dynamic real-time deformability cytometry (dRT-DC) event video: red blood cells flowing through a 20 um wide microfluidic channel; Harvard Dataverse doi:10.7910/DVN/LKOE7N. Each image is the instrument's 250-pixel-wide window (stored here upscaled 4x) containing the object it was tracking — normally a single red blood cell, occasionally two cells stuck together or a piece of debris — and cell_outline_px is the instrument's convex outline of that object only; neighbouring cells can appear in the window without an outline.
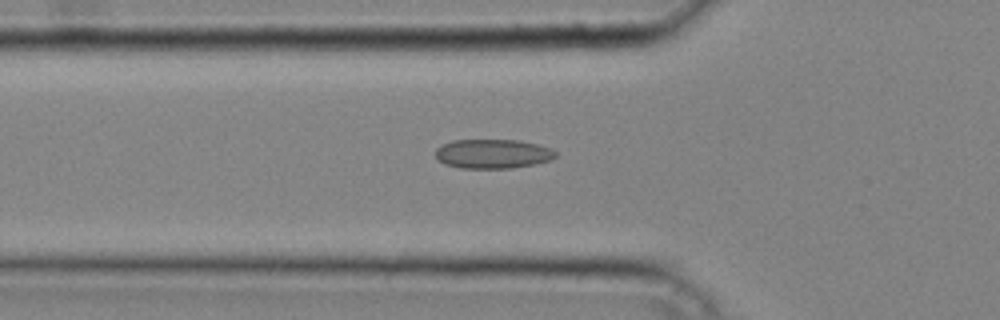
{"species": "common noctule bat (a hibernating species)", "species_latin": "Nyctalus noctula", "temperature_condition": "cold", "stored_images_in_passage": 39, "camera_frame_rate_fps": 3000, "um_per_image_px": 0.085, "animal": {"sex": "male", "body_mass_g": 20.4}, "frame": {"image": 1, "passage_image": 14, "time_ms": 4.333, "image_size_px": [1000, 320], "cell_outline_px": [[556, 156], [552, 160], [536, 164], [512, 168], [460, 168], [444, 164], [436, 156], [436, 148], [440, 144], [452, 140], [520, 140], [552, 148], [556, 152]], "centroid_in_image_um": [41.9, 13.07], "position_along_channel_um": 83.9, "area_um2": 20.69}}
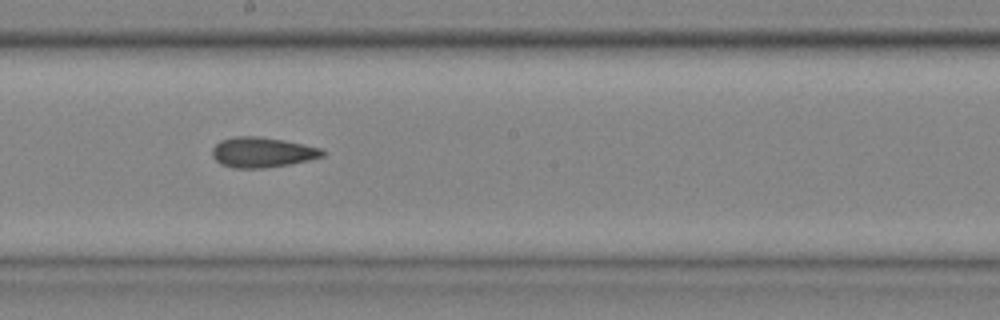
{"frame": {"image": 2, "passage_image": 23, "time_ms": 7.333, "image_size_px": [1000, 320], "cell_outline_px": [[328, 152], [324, 156], [308, 160], [288, 164], [264, 168], [232, 168], [220, 164], [212, 156], [212, 148], [220, 140], [236, 136], [256, 136], [284, 140], [324, 148]], "centroid_in_image_um": [22.31, 12.94], "position_along_channel_um": 225.9, "area_um2": 19.59}}
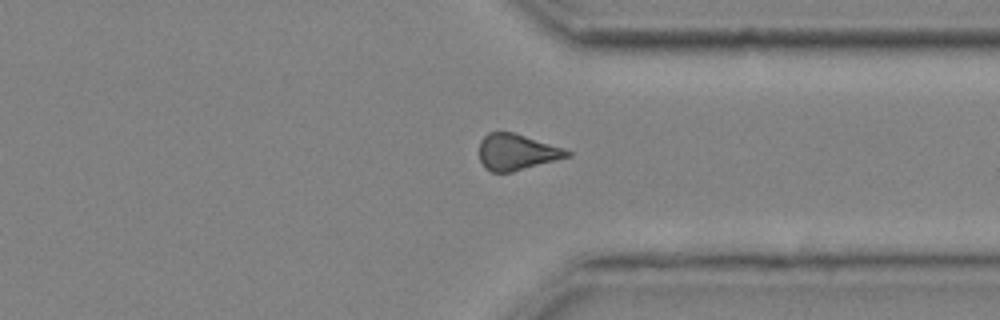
{"frame": {"image": 3, "passage_image": 32, "time_ms": 10.333, "image_size_px": [1000, 320], "cell_outline_px": [[572, 156], [512, 172], [492, 172], [484, 168], [480, 160], [480, 140], [488, 132], [512, 132], [564, 148], [572, 152]], "centroid_in_image_um": [43.92, 12.93], "position_along_channel_um": 367.5, "area_um2": 18.5}}